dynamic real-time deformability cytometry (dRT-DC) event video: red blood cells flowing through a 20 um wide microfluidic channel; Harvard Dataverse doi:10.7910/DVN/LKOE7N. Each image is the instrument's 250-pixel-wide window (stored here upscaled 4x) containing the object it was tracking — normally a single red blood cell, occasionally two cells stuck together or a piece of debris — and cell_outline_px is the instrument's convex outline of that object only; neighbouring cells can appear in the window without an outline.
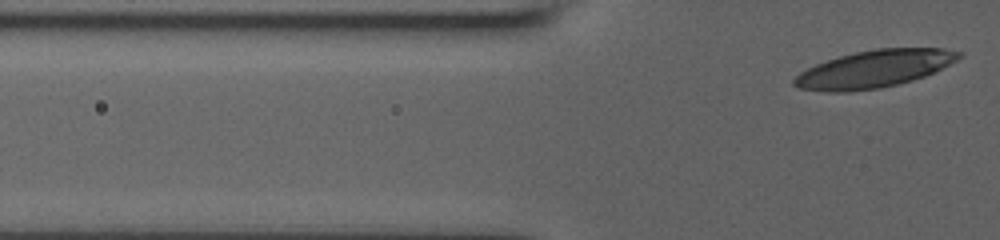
{"species": "human", "species_latin": "Homo sapiens", "temperature_condition": "room temperature", "stored_images_in_passage": 8, "segment_of_instrument_passage": [2, 2], "camera_frame_rate_fps": 3000, "um_per_image_px": 0.085, "donor": {"sex": "male"}, "frame": {"image": 1, "passage_image": 8, "time_ms": 7.0, "image_size_px": [1000, 240], "cell_outline_px": [[964, 56], [924, 76], [912, 80], [880, 88], [848, 92], [824, 92], [800, 88], [792, 84], [792, 80], [800, 72], [816, 64], [840, 56], [856, 52], [876, 48], [944, 48], [964, 52]], "centroid_in_image_um": [74.3, 5.86], "position_along_channel_um": 51.5, "area_um2": 35.66}}